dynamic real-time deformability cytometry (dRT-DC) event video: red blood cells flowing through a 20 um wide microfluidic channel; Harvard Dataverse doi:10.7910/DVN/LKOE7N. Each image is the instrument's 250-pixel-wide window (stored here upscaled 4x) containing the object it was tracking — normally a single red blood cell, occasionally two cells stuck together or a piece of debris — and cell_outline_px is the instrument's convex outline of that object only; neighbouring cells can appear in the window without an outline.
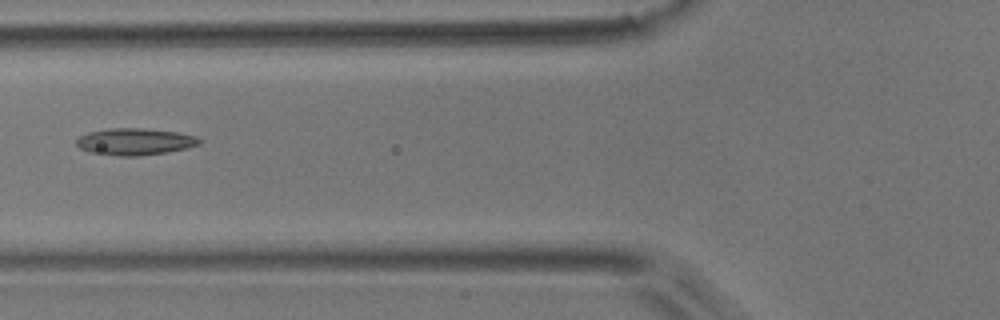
{"species": "common noctule bat (a hibernating species)", "species_latin": "Nyctalus noctula", "temperature_condition": "room temperature", "stored_images_in_passage": 4, "camera_frame_rate_fps": 3000, "um_per_image_px": 0.085, "animal": {"sex": "male", "body_mass_g": 17.9}, "frame": {"image": 1, "passage_image": 4, "time_ms": 1.0, "image_size_px": [1000, 320], "cell_outline_px": [[204, 140], [200, 144], [188, 148], [140, 156], [120, 156], [88, 152], [80, 148], [76, 144], [76, 140], [80, 136], [88, 132], [108, 128], [144, 128], [176, 132], [196, 136]], "centroid_in_image_um": [11.47, 12.03], "position_along_channel_um": 114.3, "area_um2": 19.31}}